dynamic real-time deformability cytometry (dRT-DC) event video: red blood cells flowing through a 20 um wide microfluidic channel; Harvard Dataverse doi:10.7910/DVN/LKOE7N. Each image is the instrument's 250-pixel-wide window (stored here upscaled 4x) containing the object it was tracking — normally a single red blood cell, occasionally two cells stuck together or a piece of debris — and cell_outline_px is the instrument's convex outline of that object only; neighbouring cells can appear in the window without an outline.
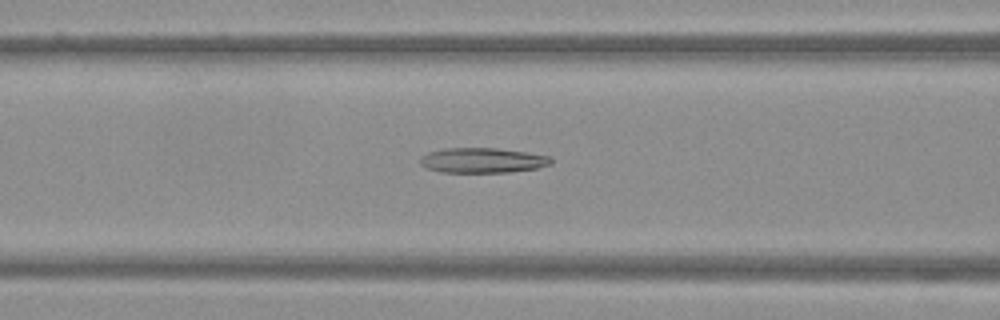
{"species": "Egyptian fruit bat (a non-hibernating species)", "species_latin": "Rousettus aegyptiacus", "temperature_condition": "warm", "stored_images_in_passage": 51, "camera_frame_rate_fps": 3000, "um_per_image_px": 0.085, "frame": {"image": 1, "passage_image": 21, "time_ms": 6.667, "image_size_px": [1000, 320], "cell_outline_px": [[552, 164], [536, 168], [508, 172], [440, 172], [428, 168], [420, 164], [420, 160], [428, 152], [444, 148], [496, 148], [552, 156]], "centroid_in_image_um": [41.03, 13.63], "position_along_channel_um": 125.6, "area_um2": 18.96}}
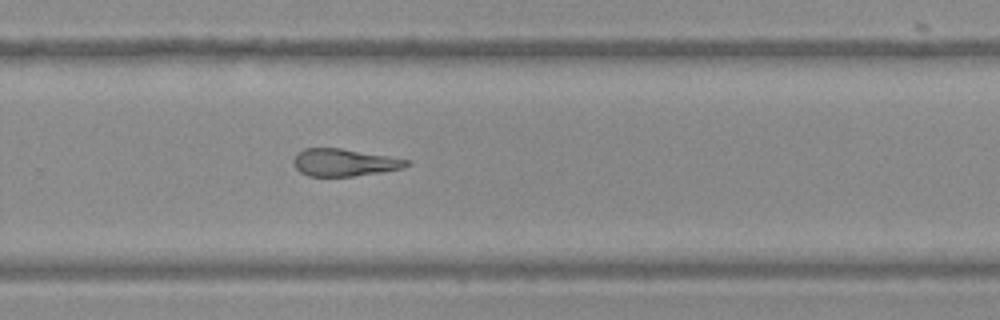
{"frame": {"image": 2, "passage_image": 34, "time_ms": 11.0, "image_size_px": [1000, 320], "cell_outline_px": [[408, 164], [404, 168], [380, 172], [352, 176], [308, 176], [300, 172], [296, 168], [292, 160], [304, 148], [340, 148], [408, 160]], "centroid_in_image_um": [29.21, 13.82], "position_along_channel_um": 300.6, "area_um2": 17.63}}
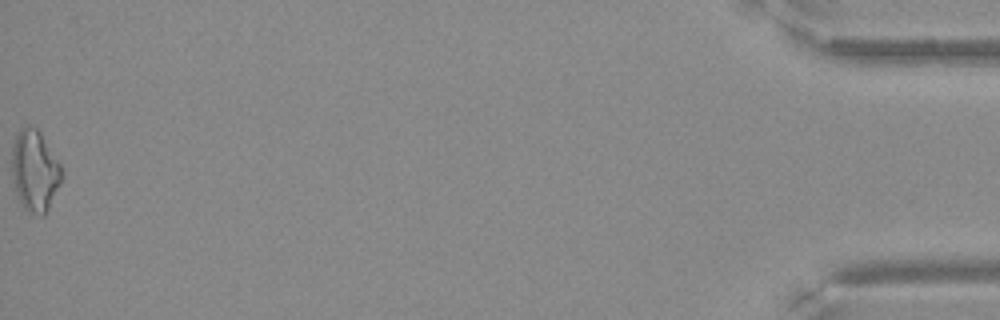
{"frame": {"image": 3, "passage_image": 51, "time_ms": 16.667, "image_size_px": [1000, 320], "cell_outline_px": [[64, 176], [44, 216], [40, 216], [28, 212], [24, 208], [16, 192], [12, 176], [12, 148], [16, 136], [20, 128], [28, 124], [36, 128], [40, 132], [60, 164], [64, 172]], "centroid_in_image_um": [2.97, 14.51], "position_along_channel_um": 432.2, "area_um2": 23.58}}